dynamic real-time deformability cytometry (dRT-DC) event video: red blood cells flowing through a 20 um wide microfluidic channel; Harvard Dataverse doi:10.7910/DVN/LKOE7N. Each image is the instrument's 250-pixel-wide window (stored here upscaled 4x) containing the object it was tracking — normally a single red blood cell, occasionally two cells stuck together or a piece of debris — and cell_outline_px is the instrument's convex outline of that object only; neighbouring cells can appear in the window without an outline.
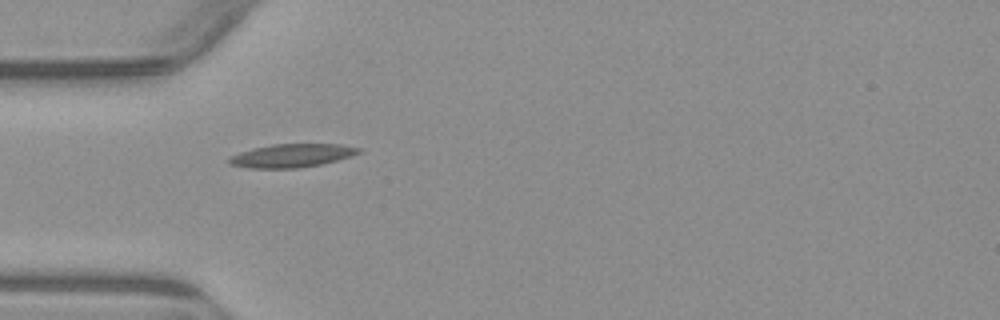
{"species": "common noctule bat (a hibernating species)", "species_latin": "Nyctalus noctula", "temperature_condition": "warm", "stored_images_in_passage": 3, "camera_frame_rate_fps": 3000, "um_per_image_px": 0.085, "animal": {"sex": "male", "body_mass_g": 23.1, "forearm_length_mm": 52.7}, "frame": {"image": 1, "passage_image": 1, "time_ms": 0.0, "image_size_px": [1000, 320], "cell_outline_px": [[360, 152], [336, 160], [320, 164], [300, 168], [248, 168], [228, 164], [228, 156], [252, 148], [272, 144], [340, 144], [360, 148]], "centroid_in_image_um": [24.71, 13.22], "position_along_channel_um": 60.3, "area_um2": 17.57}}
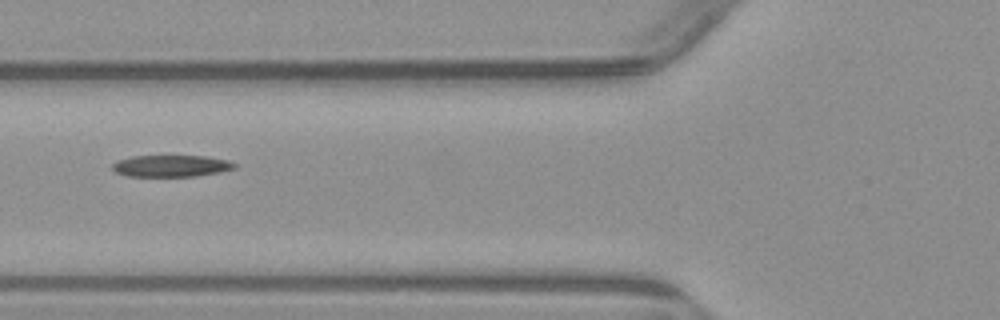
{"frame": {"image": 2, "passage_image": 2, "time_ms": 1.333, "image_size_px": [1000, 320], "cell_outline_px": [[236, 168], [220, 172], [196, 176], [128, 176], [116, 172], [112, 168], [112, 164], [116, 160], [132, 156], [208, 156], [228, 160], [236, 164]], "centroid_in_image_um": [14.56, 14.1], "position_along_channel_um": 111.2, "area_um2": 15.49}}
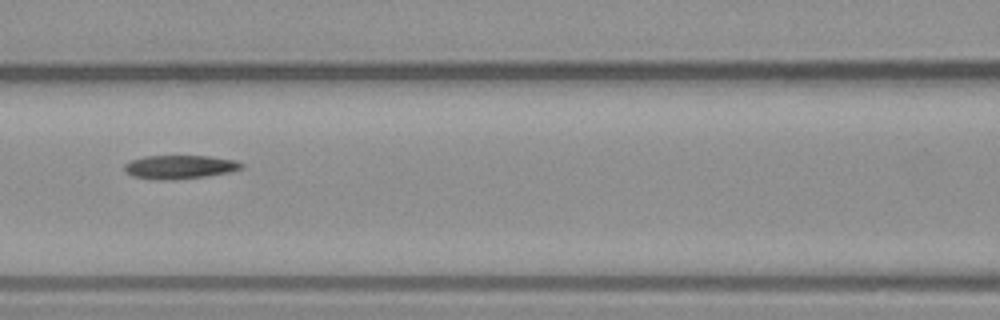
{"frame": {"image": 3, "passage_image": 3, "time_ms": 2.333, "image_size_px": [1000, 320], "cell_outline_px": [[244, 168], [228, 172], [204, 176], [172, 180], [160, 180], [132, 176], [124, 172], [124, 164], [132, 160], [144, 156], [208, 156], [236, 160], [244, 164]], "centroid_in_image_um": [15.26, 14.19], "position_along_channel_um": 151.3, "area_um2": 16.13}}